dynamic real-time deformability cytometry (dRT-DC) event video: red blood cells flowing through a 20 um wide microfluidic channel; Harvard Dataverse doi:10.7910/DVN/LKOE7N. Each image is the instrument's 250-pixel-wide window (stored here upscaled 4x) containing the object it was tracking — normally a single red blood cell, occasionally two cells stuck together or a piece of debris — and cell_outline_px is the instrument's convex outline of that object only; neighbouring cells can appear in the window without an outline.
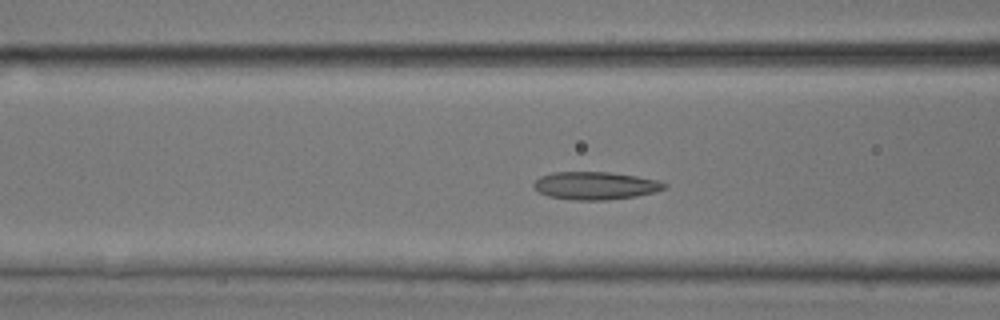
{"species": "common noctule bat (a hibernating species)", "species_latin": "Nyctalus noctula", "temperature_condition": "room temperature", "stored_images_in_passage": 46, "camera_frame_rate_fps": 3000, "um_per_image_px": 0.085, "animal": {"sex": "male", "body_mass_g": 17.9, "forearm_length_mm": 54.2}, "frame": {"image": 1, "passage_image": 17, "time_ms": 5.333, "image_size_px": [1000, 320], "cell_outline_px": [[668, 184], [664, 188], [656, 192], [636, 196], [608, 200], [572, 200], [548, 196], [540, 192], [532, 184], [540, 176], [552, 172], [608, 172], [636, 176], [660, 180]], "centroid_in_image_um": [50.63, 15.78], "position_along_channel_um": 116.0, "area_um2": 21.21}}
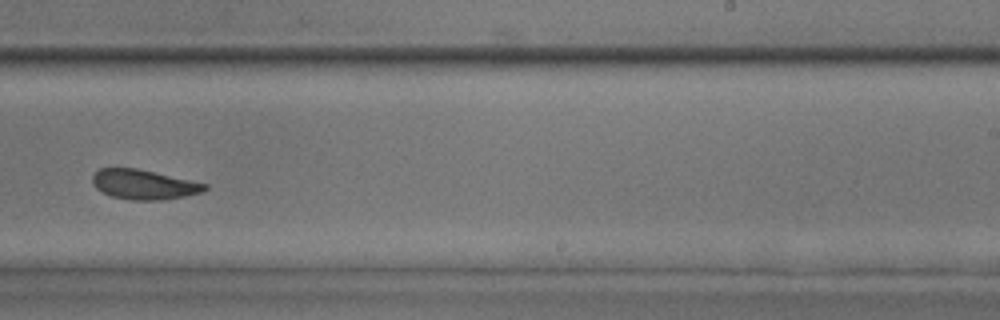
{"frame": {"image": 2, "passage_image": 28, "time_ms": 9.0, "image_size_px": [1000, 320], "cell_outline_px": [[208, 188], [204, 192], [184, 196], [160, 200], [128, 200], [112, 196], [100, 192], [92, 184], [92, 176], [100, 168], [136, 168], [208, 184]], "centroid_in_image_um": [12.21, 15.69], "position_along_channel_um": 276.8, "area_um2": 19.48}}
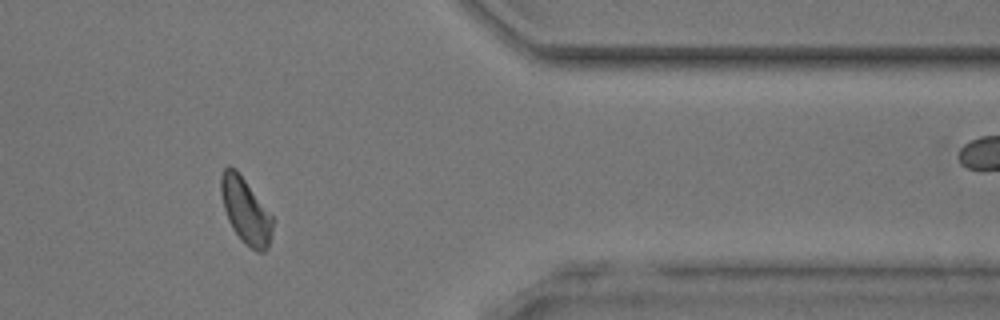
{"frame": {"image": 3, "passage_image": 37, "time_ms": 12.0, "image_size_px": [1000, 320], "cell_outline_px": [[276, 220], [268, 248], [264, 252], [256, 252], [244, 244], [232, 228], [228, 220], [224, 208], [220, 192], [220, 176], [224, 168], [228, 164], [236, 168]], "centroid_in_image_um": [20.9, 17.92], "position_along_channel_um": 390.5, "area_um2": 20.29}}